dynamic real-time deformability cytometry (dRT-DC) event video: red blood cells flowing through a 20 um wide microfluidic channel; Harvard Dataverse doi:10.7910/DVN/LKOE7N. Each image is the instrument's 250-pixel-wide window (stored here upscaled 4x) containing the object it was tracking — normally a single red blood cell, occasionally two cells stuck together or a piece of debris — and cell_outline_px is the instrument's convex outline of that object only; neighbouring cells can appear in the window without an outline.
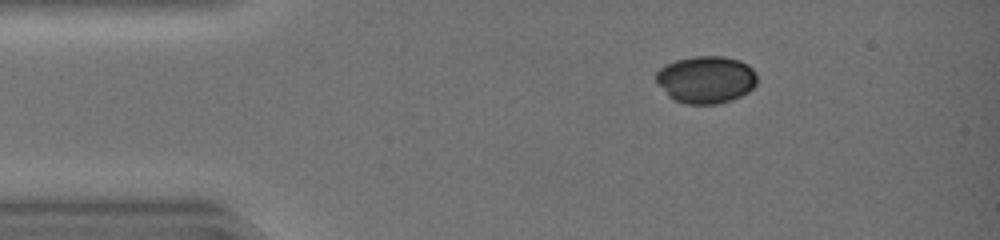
{"species": "common noctule bat (a hibernating species)", "species_latin": "Nyctalus noctula", "temperature_condition": "warm", "stored_images_in_passage": 37, "camera_frame_rate_fps": 3000, "um_per_image_px": 0.085, "animal": {"sex": "female", "body_mass_g": 19.0, "forearm_length_mm": 51.5}, "frame": {"image": 1, "passage_image": 1, "time_ms": 0.0, "image_size_px": [1000, 240], "cell_outline_px": [[756, 84], [748, 92], [732, 100], [716, 104], [684, 104], [668, 96], [656, 80], [656, 72], [660, 68], [676, 60], [692, 56], [724, 56], [740, 60], [748, 64], [756, 72]], "centroid_in_image_um": [60.03, 6.76], "position_along_channel_um": 25.0, "area_um2": 27.92}}
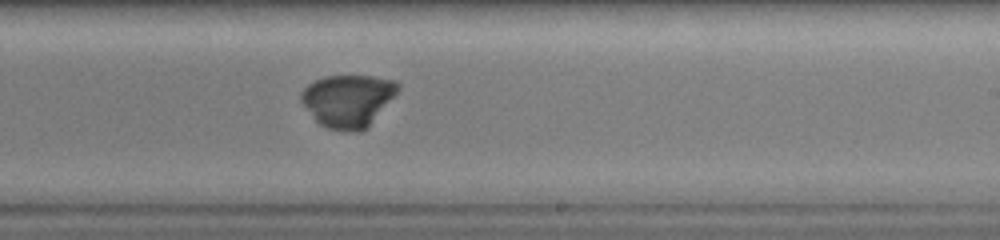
{"frame": {"image": 2, "passage_image": 21, "time_ms": 6.667, "image_size_px": [1000, 240], "cell_outline_px": [[400, 88], [368, 128], [360, 132], [344, 132], [328, 128], [320, 124], [316, 120], [300, 100], [300, 92], [308, 84], [324, 76], [372, 76], [396, 80], [400, 84]], "centroid_in_image_um": [29.59, 8.56], "position_along_channel_um": 259.4, "area_um2": 29.71}}
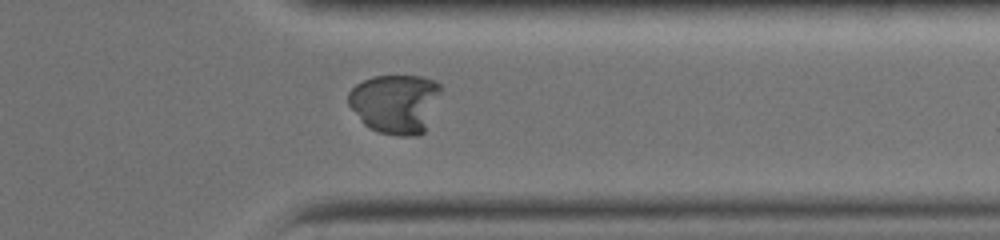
{"frame": {"image": 3, "passage_image": 29, "time_ms": 9.333, "image_size_px": [1000, 240], "cell_outline_px": [[440, 92], [424, 132], [416, 136], [400, 136], [380, 132], [368, 128], [364, 124], [348, 104], [348, 92], [356, 84], [372, 76], [420, 76], [436, 80], [440, 84]], "centroid_in_image_um": [33.58, 8.79], "position_along_channel_um": 377.8, "area_um2": 31.79}}